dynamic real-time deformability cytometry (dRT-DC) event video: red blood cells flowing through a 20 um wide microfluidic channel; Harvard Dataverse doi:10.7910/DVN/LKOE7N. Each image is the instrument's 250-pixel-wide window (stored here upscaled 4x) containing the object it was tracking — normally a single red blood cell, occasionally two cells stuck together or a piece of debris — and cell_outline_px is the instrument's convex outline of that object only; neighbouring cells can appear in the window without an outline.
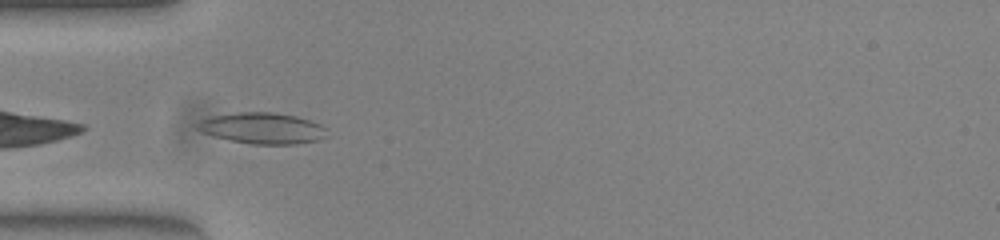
{"species": "common noctule bat (a hibernating species)", "species_latin": "Nyctalus noctula", "temperature_condition": "warm", "stored_images_in_passage": 37, "camera_frame_rate_fps": 3000, "um_per_image_px": 0.085, "animal": {"sex": "female", "body_mass_g": 23.0, "forearm_length_mm": 53.4}, "frame": {"image": 1, "passage_image": 1, "time_ms": 0.0, "image_size_px": [1000, 240], "cell_outline_px": [[328, 136], [320, 140], [296, 144], [252, 144], [228, 140], [212, 136], [200, 132], [196, 128], [196, 124], [200, 120], [212, 116], [236, 112], [268, 112], [296, 116], [320, 124], [324, 128]], "centroid_in_image_um": [22.27, 10.91], "position_along_channel_um": 62.7, "area_um2": 23.58}}
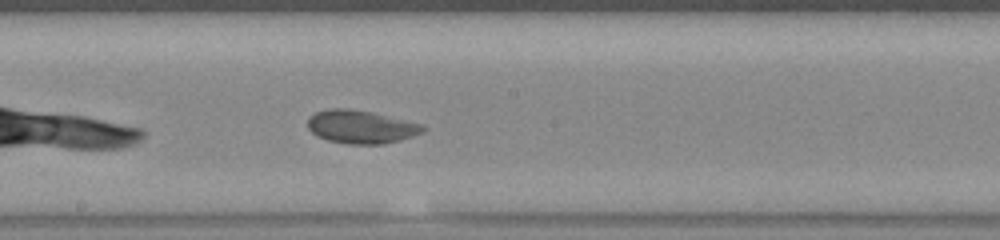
{"frame": {"image": 2, "passage_image": 13, "time_ms": 4.0, "image_size_px": [1000, 240], "cell_outline_px": [[428, 128], [424, 132], [400, 140], [384, 144], [348, 144], [328, 140], [316, 136], [308, 128], [308, 120], [316, 112], [332, 108], [344, 108], [368, 112], [424, 124]], "centroid_in_image_um": [30.71, 10.8], "position_along_channel_um": 217.5, "area_um2": 22.08}}
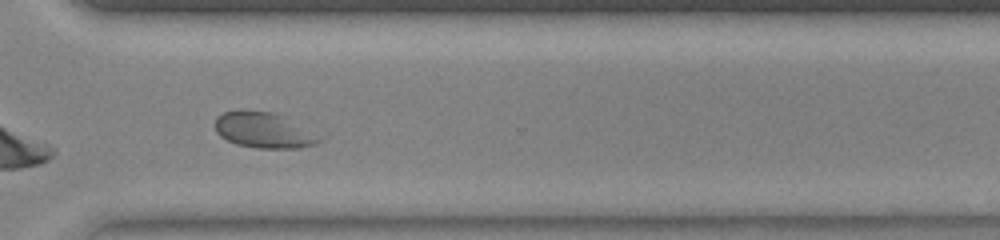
{"frame": {"image": 3, "passage_image": 23, "time_ms": 7.333, "image_size_px": [1000, 240], "cell_outline_px": [[320, 140], [316, 144], [300, 148], [256, 148], [236, 144], [220, 136], [216, 132], [216, 116], [224, 112], [272, 112], [320, 136]], "centroid_in_image_um": [22.38, 11.11], "position_along_channel_um": 348.2, "area_um2": 20.75}, "authors_computed_cell_mechanics": {"area_um2": 21.8484, "velocity_mm_per_s": 3.9107, "shape_relaxation_time_tau1_ms": 7.0234, "shape_relaxation_time_tau2_ms": 1.9435, "deformation_change_tau1": 0.1667, "deformation_change_tau2": 0.0524}}